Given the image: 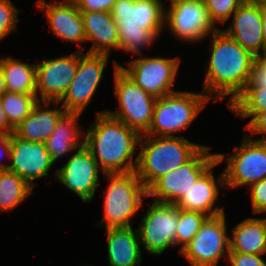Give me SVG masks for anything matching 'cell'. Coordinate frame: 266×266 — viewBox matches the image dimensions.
<instances>
[{
	"label": "cell",
	"mask_w": 266,
	"mask_h": 266,
	"mask_svg": "<svg viewBox=\"0 0 266 266\" xmlns=\"http://www.w3.org/2000/svg\"><path fill=\"white\" fill-rule=\"evenodd\" d=\"M212 34V51L203 92L215 94L214 101L231 95L230 105L245 89L256 57L222 30Z\"/></svg>",
	"instance_id": "1"
},
{
	"label": "cell",
	"mask_w": 266,
	"mask_h": 266,
	"mask_svg": "<svg viewBox=\"0 0 266 266\" xmlns=\"http://www.w3.org/2000/svg\"><path fill=\"white\" fill-rule=\"evenodd\" d=\"M96 117L95 124L87 129L84 145L98 166L101 165L104 174L135 171L138 157L133 161V155L141 135L105 111Z\"/></svg>",
	"instance_id": "2"
},
{
	"label": "cell",
	"mask_w": 266,
	"mask_h": 266,
	"mask_svg": "<svg viewBox=\"0 0 266 266\" xmlns=\"http://www.w3.org/2000/svg\"><path fill=\"white\" fill-rule=\"evenodd\" d=\"M162 0H117L111 15L119 32V49L141 55L140 48L151 45L164 26Z\"/></svg>",
	"instance_id": "3"
},
{
	"label": "cell",
	"mask_w": 266,
	"mask_h": 266,
	"mask_svg": "<svg viewBox=\"0 0 266 266\" xmlns=\"http://www.w3.org/2000/svg\"><path fill=\"white\" fill-rule=\"evenodd\" d=\"M145 138V145L141 141ZM135 169L139 179L148 190L159 178L187 162L203 145L188 141L183 136L141 134Z\"/></svg>",
	"instance_id": "4"
},
{
	"label": "cell",
	"mask_w": 266,
	"mask_h": 266,
	"mask_svg": "<svg viewBox=\"0 0 266 266\" xmlns=\"http://www.w3.org/2000/svg\"><path fill=\"white\" fill-rule=\"evenodd\" d=\"M104 175L111 182L105 191V214L101 225H97L105 229L131 226L130 218L141 207L142 199L148 196L147 189L135 171Z\"/></svg>",
	"instance_id": "5"
},
{
	"label": "cell",
	"mask_w": 266,
	"mask_h": 266,
	"mask_svg": "<svg viewBox=\"0 0 266 266\" xmlns=\"http://www.w3.org/2000/svg\"><path fill=\"white\" fill-rule=\"evenodd\" d=\"M210 98L203 91L200 93L175 91L157 98L152 122L145 134L173 136L171 133L187 129Z\"/></svg>",
	"instance_id": "6"
},
{
	"label": "cell",
	"mask_w": 266,
	"mask_h": 266,
	"mask_svg": "<svg viewBox=\"0 0 266 266\" xmlns=\"http://www.w3.org/2000/svg\"><path fill=\"white\" fill-rule=\"evenodd\" d=\"M115 88L114 95L118 98L120 111L105 112L111 117L122 121L131 129L146 133L152 122L156 98L136 85L114 60Z\"/></svg>",
	"instance_id": "7"
},
{
	"label": "cell",
	"mask_w": 266,
	"mask_h": 266,
	"mask_svg": "<svg viewBox=\"0 0 266 266\" xmlns=\"http://www.w3.org/2000/svg\"><path fill=\"white\" fill-rule=\"evenodd\" d=\"M226 160L217 183L223 187L251 186L266 178V141L253 140L245 135L240 147Z\"/></svg>",
	"instance_id": "8"
},
{
	"label": "cell",
	"mask_w": 266,
	"mask_h": 266,
	"mask_svg": "<svg viewBox=\"0 0 266 266\" xmlns=\"http://www.w3.org/2000/svg\"><path fill=\"white\" fill-rule=\"evenodd\" d=\"M207 146H202L187 162L159 178L148 190L155 202L175 204L198 178L217 161Z\"/></svg>",
	"instance_id": "9"
},
{
	"label": "cell",
	"mask_w": 266,
	"mask_h": 266,
	"mask_svg": "<svg viewBox=\"0 0 266 266\" xmlns=\"http://www.w3.org/2000/svg\"><path fill=\"white\" fill-rule=\"evenodd\" d=\"M226 229L225 213L208 217L180 254L191 266H216L220 258L230 251Z\"/></svg>",
	"instance_id": "10"
},
{
	"label": "cell",
	"mask_w": 266,
	"mask_h": 266,
	"mask_svg": "<svg viewBox=\"0 0 266 266\" xmlns=\"http://www.w3.org/2000/svg\"><path fill=\"white\" fill-rule=\"evenodd\" d=\"M78 67L74 80L59 102H53L56 107L63 101L65 112L82 113L90 104L93 94L102 79L109 55L84 53L79 50ZM83 52V53H82Z\"/></svg>",
	"instance_id": "11"
},
{
	"label": "cell",
	"mask_w": 266,
	"mask_h": 266,
	"mask_svg": "<svg viewBox=\"0 0 266 266\" xmlns=\"http://www.w3.org/2000/svg\"><path fill=\"white\" fill-rule=\"evenodd\" d=\"M179 208L175 204L153 201L137 231L145 250L153 255L175 246Z\"/></svg>",
	"instance_id": "12"
},
{
	"label": "cell",
	"mask_w": 266,
	"mask_h": 266,
	"mask_svg": "<svg viewBox=\"0 0 266 266\" xmlns=\"http://www.w3.org/2000/svg\"><path fill=\"white\" fill-rule=\"evenodd\" d=\"M129 68H119L139 87L151 96L161 98L175 92L171 87L176 78L180 59L162 57H144L132 60Z\"/></svg>",
	"instance_id": "13"
},
{
	"label": "cell",
	"mask_w": 266,
	"mask_h": 266,
	"mask_svg": "<svg viewBox=\"0 0 266 266\" xmlns=\"http://www.w3.org/2000/svg\"><path fill=\"white\" fill-rule=\"evenodd\" d=\"M168 11H165L164 24L169 26L173 35L181 40L201 41L206 35L216 32L210 20L203 0H170Z\"/></svg>",
	"instance_id": "14"
},
{
	"label": "cell",
	"mask_w": 266,
	"mask_h": 266,
	"mask_svg": "<svg viewBox=\"0 0 266 266\" xmlns=\"http://www.w3.org/2000/svg\"><path fill=\"white\" fill-rule=\"evenodd\" d=\"M77 67L78 51L36 64V93L40 94L44 107L60 101L74 80Z\"/></svg>",
	"instance_id": "15"
},
{
	"label": "cell",
	"mask_w": 266,
	"mask_h": 266,
	"mask_svg": "<svg viewBox=\"0 0 266 266\" xmlns=\"http://www.w3.org/2000/svg\"><path fill=\"white\" fill-rule=\"evenodd\" d=\"M99 166L83 144L66 164L54 174L58 181L77 194L83 202H91L99 185Z\"/></svg>",
	"instance_id": "16"
},
{
	"label": "cell",
	"mask_w": 266,
	"mask_h": 266,
	"mask_svg": "<svg viewBox=\"0 0 266 266\" xmlns=\"http://www.w3.org/2000/svg\"><path fill=\"white\" fill-rule=\"evenodd\" d=\"M10 159L12 164L0 163V170L15 172L33 187L32 181L48 176L54 164L44 143L23 140L14 133L11 134Z\"/></svg>",
	"instance_id": "17"
},
{
	"label": "cell",
	"mask_w": 266,
	"mask_h": 266,
	"mask_svg": "<svg viewBox=\"0 0 266 266\" xmlns=\"http://www.w3.org/2000/svg\"><path fill=\"white\" fill-rule=\"evenodd\" d=\"M262 17L263 1L244 0L233 13L231 26L222 31L257 58L265 50Z\"/></svg>",
	"instance_id": "18"
},
{
	"label": "cell",
	"mask_w": 266,
	"mask_h": 266,
	"mask_svg": "<svg viewBox=\"0 0 266 266\" xmlns=\"http://www.w3.org/2000/svg\"><path fill=\"white\" fill-rule=\"evenodd\" d=\"M54 2L50 4L44 0L38 1V6L45 10L54 35L81 46V42L87 41L81 12L73 0Z\"/></svg>",
	"instance_id": "19"
},
{
	"label": "cell",
	"mask_w": 266,
	"mask_h": 266,
	"mask_svg": "<svg viewBox=\"0 0 266 266\" xmlns=\"http://www.w3.org/2000/svg\"><path fill=\"white\" fill-rule=\"evenodd\" d=\"M225 154H217V161L210 166L191 186V188L180 199L175 205L184 210L198 211L206 214L209 217H213L224 213V209L214 207V203L219 195V190L216 185V179L211 169L221 163L224 159Z\"/></svg>",
	"instance_id": "20"
},
{
	"label": "cell",
	"mask_w": 266,
	"mask_h": 266,
	"mask_svg": "<svg viewBox=\"0 0 266 266\" xmlns=\"http://www.w3.org/2000/svg\"><path fill=\"white\" fill-rule=\"evenodd\" d=\"M86 40H93L87 53L110 54V48L119 50V32L110 12H81Z\"/></svg>",
	"instance_id": "21"
},
{
	"label": "cell",
	"mask_w": 266,
	"mask_h": 266,
	"mask_svg": "<svg viewBox=\"0 0 266 266\" xmlns=\"http://www.w3.org/2000/svg\"><path fill=\"white\" fill-rule=\"evenodd\" d=\"M108 234V262L110 266H140L141 242L137 229L131 226L105 229Z\"/></svg>",
	"instance_id": "22"
},
{
	"label": "cell",
	"mask_w": 266,
	"mask_h": 266,
	"mask_svg": "<svg viewBox=\"0 0 266 266\" xmlns=\"http://www.w3.org/2000/svg\"><path fill=\"white\" fill-rule=\"evenodd\" d=\"M80 116L81 113L64 112L58 119L51 136L45 141L46 150L54 163L60 156L84 144L79 141L83 134L77 126Z\"/></svg>",
	"instance_id": "23"
},
{
	"label": "cell",
	"mask_w": 266,
	"mask_h": 266,
	"mask_svg": "<svg viewBox=\"0 0 266 266\" xmlns=\"http://www.w3.org/2000/svg\"><path fill=\"white\" fill-rule=\"evenodd\" d=\"M41 101H38L33 107L30 114L14 128V134L23 139L32 142L45 143L51 136L57 121L65 112L64 109L53 110L43 109Z\"/></svg>",
	"instance_id": "24"
},
{
	"label": "cell",
	"mask_w": 266,
	"mask_h": 266,
	"mask_svg": "<svg viewBox=\"0 0 266 266\" xmlns=\"http://www.w3.org/2000/svg\"><path fill=\"white\" fill-rule=\"evenodd\" d=\"M230 251L258 254L266 253V224L263 219L247 218L232 230Z\"/></svg>",
	"instance_id": "25"
},
{
	"label": "cell",
	"mask_w": 266,
	"mask_h": 266,
	"mask_svg": "<svg viewBox=\"0 0 266 266\" xmlns=\"http://www.w3.org/2000/svg\"><path fill=\"white\" fill-rule=\"evenodd\" d=\"M6 91L24 94L36 93V64H28L15 58H0Z\"/></svg>",
	"instance_id": "26"
},
{
	"label": "cell",
	"mask_w": 266,
	"mask_h": 266,
	"mask_svg": "<svg viewBox=\"0 0 266 266\" xmlns=\"http://www.w3.org/2000/svg\"><path fill=\"white\" fill-rule=\"evenodd\" d=\"M32 190L33 186L15 172L0 170V212L12 211Z\"/></svg>",
	"instance_id": "27"
},
{
	"label": "cell",
	"mask_w": 266,
	"mask_h": 266,
	"mask_svg": "<svg viewBox=\"0 0 266 266\" xmlns=\"http://www.w3.org/2000/svg\"><path fill=\"white\" fill-rule=\"evenodd\" d=\"M229 108L243 119L266 111V83H247Z\"/></svg>",
	"instance_id": "28"
},
{
	"label": "cell",
	"mask_w": 266,
	"mask_h": 266,
	"mask_svg": "<svg viewBox=\"0 0 266 266\" xmlns=\"http://www.w3.org/2000/svg\"><path fill=\"white\" fill-rule=\"evenodd\" d=\"M38 95L6 91L0 97L6 119L13 129L30 114L32 107L40 101Z\"/></svg>",
	"instance_id": "29"
},
{
	"label": "cell",
	"mask_w": 266,
	"mask_h": 266,
	"mask_svg": "<svg viewBox=\"0 0 266 266\" xmlns=\"http://www.w3.org/2000/svg\"><path fill=\"white\" fill-rule=\"evenodd\" d=\"M206 214L198 211H189L179 208L178 224L176 230L175 246L182 244L179 252L193 239L208 218Z\"/></svg>",
	"instance_id": "30"
},
{
	"label": "cell",
	"mask_w": 266,
	"mask_h": 266,
	"mask_svg": "<svg viewBox=\"0 0 266 266\" xmlns=\"http://www.w3.org/2000/svg\"><path fill=\"white\" fill-rule=\"evenodd\" d=\"M210 20L215 25L217 22L225 23L244 0H203ZM217 21V22H216Z\"/></svg>",
	"instance_id": "31"
},
{
	"label": "cell",
	"mask_w": 266,
	"mask_h": 266,
	"mask_svg": "<svg viewBox=\"0 0 266 266\" xmlns=\"http://www.w3.org/2000/svg\"><path fill=\"white\" fill-rule=\"evenodd\" d=\"M19 10L11 0H0V40L16 29Z\"/></svg>",
	"instance_id": "32"
},
{
	"label": "cell",
	"mask_w": 266,
	"mask_h": 266,
	"mask_svg": "<svg viewBox=\"0 0 266 266\" xmlns=\"http://www.w3.org/2000/svg\"><path fill=\"white\" fill-rule=\"evenodd\" d=\"M250 188L254 213H263L266 210V178L252 184Z\"/></svg>",
	"instance_id": "33"
},
{
	"label": "cell",
	"mask_w": 266,
	"mask_h": 266,
	"mask_svg": "<svg viewBox=\"0 0 266 266\" xmlns=\"http://www.w3.org/2000/svg\"><path fill=\"white\" fill-rule=\"evenodd\" d=\"M227 256L232 266H266V262L258 254L229 251Z\"/></svg>",
	"instance_id": "34"
},
{
	"label": "cell",
	"mask_w": 266,
	"mask_h": 266,
	"mask_svg": "<svg viewBox=\"0 0 266 266\" xmlns=\"http://www.w3.org/2000/svg\"><path fill=\"white\" fill-rule=\"evenodd\" d=\"M80 12H111L117 0H73Z\"/></svg>",
	"instance_id": "35"
},
{
	"label": "cell",
	"mask_w": 266,
	"mask_h": 266,
	"mask_svg": "<svg viewBox=\"0 0 266 266\" xmlns=\"http://www.w3.org/2000/svg\"><path fill=\"white\" fill-rule=\"evenodd\" d=\"M246 128L253 134L264 133L265 137L258 139L260 141H266V111L256 113L249 121Z\"/></svg>",
	"instance_id": "36"
},
{
	"label": "cell",
	"mask_w": 266,
	"mask_h": 266,
	"mask_svg": "<svg viewBox=\"0 0 266 266\" xmlns=\"http://www.w3.org/2000/svg\"><path fill=\"white\" fill-rule=\"evenodd\" d=\"M248 83H266V67L257 58L251 66Z\"/></svg>",
	"instance_id": "37"
},
{
	"label": "cell",
	"mask_w": 266,
	"mask_h": 266,
	"mask_svg": "<svg viewBox=\"0 0 266 266\" xmlns=\"http://www.w3.org/2000/svg\"><path fill=\"white\" fill-rule=\"evenodd\" d=\"M14 129L9 125L0 98V135L12 134Z\"/></svg>",
	"instance_id": "38"
},
{
	"label": "cell",
	"mask_w": 266,
	"mask_h": 266,
	"mask_svg": "<svg viewBox=\"0 0 266 266\" xmlns=\"http://www.w3.org/2000/svg\"><path fill=\"white\" fill-rule=\"evenodd\" d=\"M10 152H11V134L0 135V153L2 155L5 154L6 155L5 157L10 158Z\"/></svg>",
	"instance_id": "39"
},
{
	"label": "cell",
	"mask_w": 266,
	"mask_h": 266,
	"mask_svg": "<svg viewBox=\"0 0 266 266\" xmlns=\"http://www.w3.org/2000/svg\"><path fill=\"white\" fill-rule=\"evenodd\" d=\"M262 33L266 50V3L263 1Z\"/></svg>",
	"instance_id": "40"
},
{
	"label": "cell",
	"mask_w": 266,
	"mask_h": 266,
	"mask_svg": "<svg viewBox=\"0 0 266 266\" xmlns=\"http://www.w3.org/2000/svg\"><path fill=\"white\" fill-rule=\"evenodd\" d=\"M6 92L4 73L0 65V97Z\"/></svg>",
	"instance_id": "41"
},
{
	"label": "cell",
	"mask_w": 266,
	"mask_h": 266,
	"mask_svg": "<svg viewBox=\"0 0 266 266\" xmlns=\"http://www.w3.org/2000/svg\"><path fill=\"white\" fill-rule=\"evenodd\" d=\"M257 59L266 67V50H264Z\"/></svg>",
	"instance_id": "42"
}]
</instances>
